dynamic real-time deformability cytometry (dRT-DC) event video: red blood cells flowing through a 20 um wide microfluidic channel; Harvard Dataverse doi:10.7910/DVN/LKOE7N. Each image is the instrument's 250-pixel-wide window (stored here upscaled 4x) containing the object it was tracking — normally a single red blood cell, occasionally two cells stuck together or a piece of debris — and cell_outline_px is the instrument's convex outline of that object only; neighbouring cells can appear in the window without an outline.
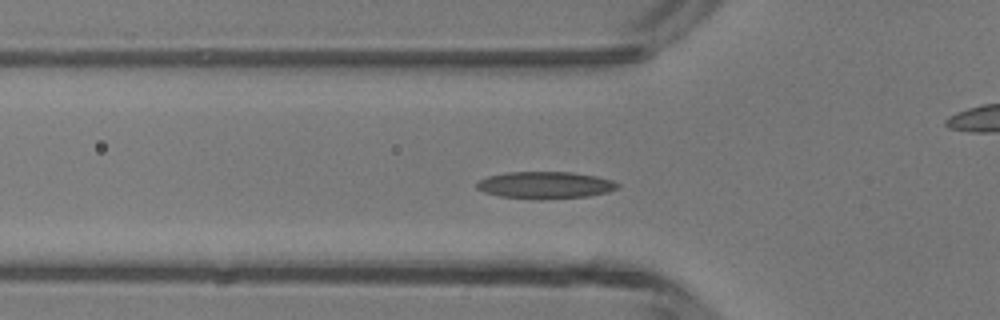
{"species": "common noctule bat (a hibernating species)", "species_latin": "Nyctalus noctula", "temperature_condition": "room temperature", "stored_images_in_passage": 47, "camera_frame_rate_fps": 3000, "um_per_image_px": 0.085, "animal": {"sex": "male", "body_mass_g": 13.3}, "frame": {"image": 1, "passage_image": 15, "time_ms": 4.667, "image_size_px": [1000, 320], "cell_outline_px": [[620, 188], [608, 192], [588, 196], [540, 200], [500, 196], [484, 192], [476, 188], [476, 184], [480, 180], [488, 176], [508, 172], [572, 172], [596, 176], [612, 180], [620, 184]], "centroid_in_image_um": [46.37, 15.74], "position_along_channel_um": 79.4, "area_um2": 22.31}}
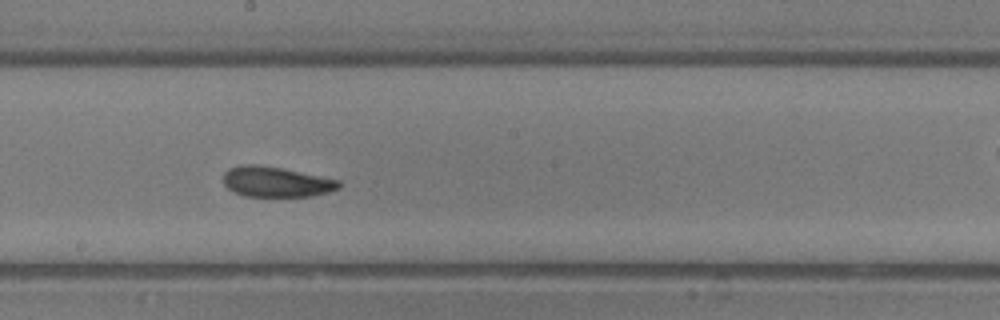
{"frame": {"image": 2, "passage_image": 25, "time_ms": 8.0, "image_size_px": [1000, 320], "cell_outline_px": [[340, 188], [328, 192], [312, 196], [244, 196], [232, 192], [224, 184], [224, 172], [228, 168], [244, 164], [252, 164], [280, 168], [340, 180]], "centroid_in_image_um": [23.44, 15.46], "position_along_channel_um": 224.8, "area_um2": 20.29}}
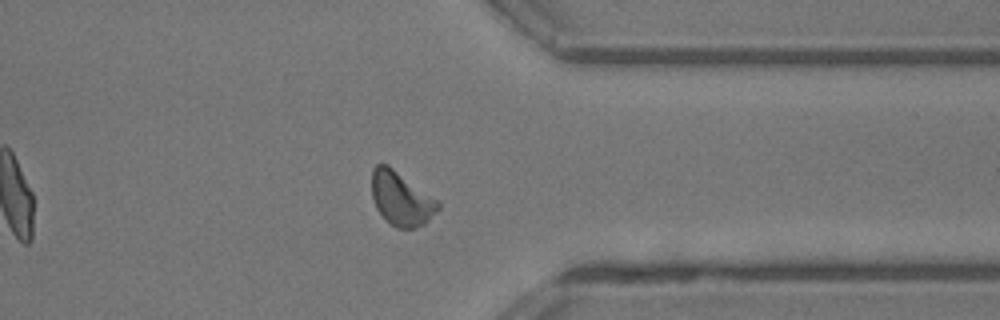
{"frame": {"image": 3, "passage_image": 36, "time_ms": 11.667, "image_size_px": [1000, 320], "cell_outline_px": [[440, 208], [424, 224], [416, 228], [396, 228], [376, 208], [372, 196], [372, 168], [376, 164], [388, 164], [436, 200], [440, 204]], "centroid_in_image_um": [34.08, 16.88], "position_along_channel_um": 377.3, "area_um2": 20.35}, "authors_computed_cell_mechanics": {"area_um2": 20.2878, "velocity_mm_per_s": 4.3301, "shape_relaxation_time_tau1_ms": 3.3633, "shape_relaxation_time_tau2_ms": 2.2133, "deformation_change_tau1": 0.1248, "deformation_change_tau2": 0.0989}}